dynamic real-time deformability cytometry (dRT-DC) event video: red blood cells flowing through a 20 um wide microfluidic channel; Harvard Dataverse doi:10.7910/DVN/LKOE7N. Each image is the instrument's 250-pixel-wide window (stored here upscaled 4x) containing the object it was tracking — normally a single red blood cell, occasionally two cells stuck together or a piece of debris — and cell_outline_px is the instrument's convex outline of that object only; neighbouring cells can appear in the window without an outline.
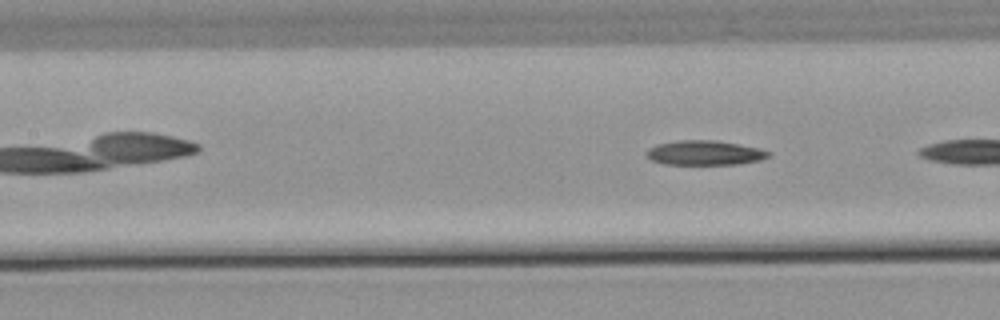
{"species": "common noctule bat (a hibernating species)", "species_latin": "Nyctalus noctula", "temperature_condition": "warm", "stored_images_in_passage": 8, "segment_of_instrument_passage": [2, 2], "camera_frame_rate_fps": 3000, "um_per_image_px": 0.085, "animal": {"sex": "male", "body_mass_g": 21.5, "forearm_length_mm": 52.0}, "frame": {"image": 1, "passage_image": 8, "time_ms": 9.667, "image_size_px": [1000, 320], "cell_outline_px": [[772, 152], [768, 156], [760, 160], [736, 164], [664, 164], [652, 160], [648, 156], [648, 148], [656, 144], [676, 140], [716, 140], [760, 148]], "centroid_in_image_um": [59.91, 12.98], "position_along_channel_um": 147.5, "area_um2": 17.4}}